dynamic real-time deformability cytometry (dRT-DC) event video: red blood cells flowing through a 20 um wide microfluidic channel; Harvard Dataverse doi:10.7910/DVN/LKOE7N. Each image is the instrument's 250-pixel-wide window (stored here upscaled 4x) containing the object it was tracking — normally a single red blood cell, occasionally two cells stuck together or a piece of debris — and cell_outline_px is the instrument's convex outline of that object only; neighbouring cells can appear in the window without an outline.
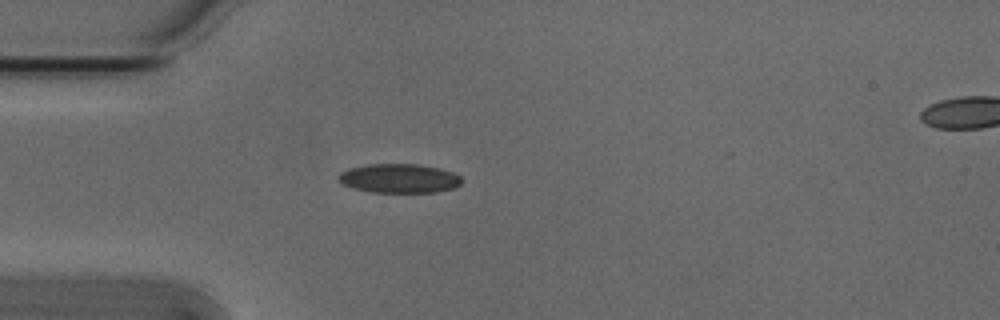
{"species": "Egyptian fruit bat (a non-hibernating species)", "species_latin": "Rousettus aegyptiacus", "temperature_condition": "cold", "stored_images_in_passage": 46, "camera_frame_rate_fps": 3000, "um_per_image_px": 0.085, "animal": {"sex": "male"}, "frame": {"image": 1, "passage_image": 8, "time_ms": 2.333, "image_size_px": [1000, 320], "cell_outline_px": [[460, 184], [452, 188], [436, 192], [372, 192], [356, 188], [344, 184], [336, 176], [340, 172], [348, 168], [368, 164], [420, 164], [440, 168], [452, 172], [460, 176]], "centroid_in_image_um": [33.92, 15.15], "position_along_channel_um": 51.1, "area_um2": 20.75}}
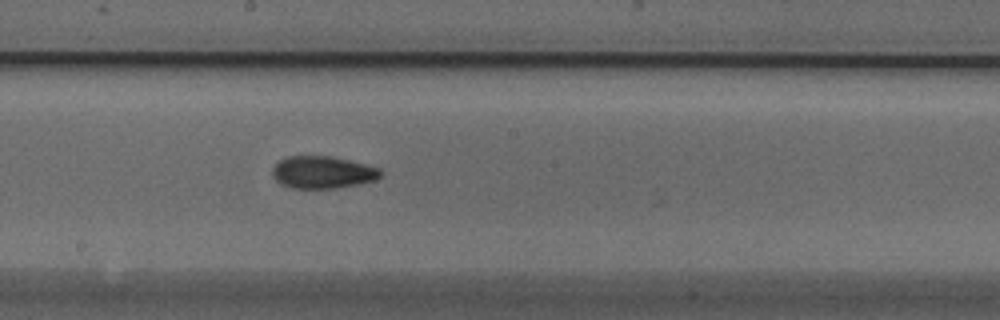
{"frame": {"image": 2, "passage_image": 22, "time_ms": 7.0, "image_size_px": [1000, 320], "cell_outline_px": [[384, 172], [376, 180], [356, 184], [332, 188], [288, 188], [280, 184], [272, 176], [272, 168], [280, 160], [288, 156], [332, 156], [380, 168]], "centroid_in_image_um": [27.4, 14.64], "position_along_channel_um": 220.8, "area_um2": 20.35}}
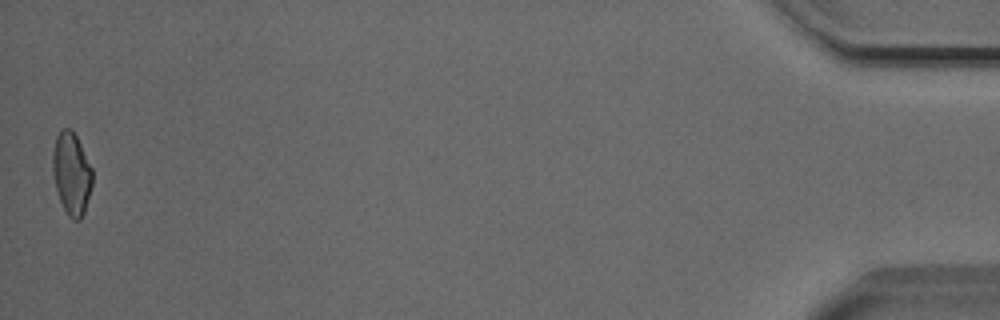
{"frame": {"image": 3, "passage_image": 46, "time_ms": 15.0, "image_size_px": [1000, 320], "cell_outline_px": [[92, 184], [84, 212], [80, 220], [72, 220], [68, 216], [60, 200], [56, 188], [52, 172], [52, 152], [56, 136], [64, 128], [72, 128], [92, 168]], "centroid_in_image_um": [6.07, 14.75], "position_along_channel_um": 429.1, "area_um2": 18.96}, "authors_computed_cell_mechanics": {"area_um2": 19.7387, "velocity_mm_per_s": 3.8536, "shape_relaxation_time_tau1_ms": 6.762, "shape_relaxation_time_tau2_ms": 1.8907, "deformation_change_tau1": 0.1588, "deformation_change_tau2": 0.0834}}